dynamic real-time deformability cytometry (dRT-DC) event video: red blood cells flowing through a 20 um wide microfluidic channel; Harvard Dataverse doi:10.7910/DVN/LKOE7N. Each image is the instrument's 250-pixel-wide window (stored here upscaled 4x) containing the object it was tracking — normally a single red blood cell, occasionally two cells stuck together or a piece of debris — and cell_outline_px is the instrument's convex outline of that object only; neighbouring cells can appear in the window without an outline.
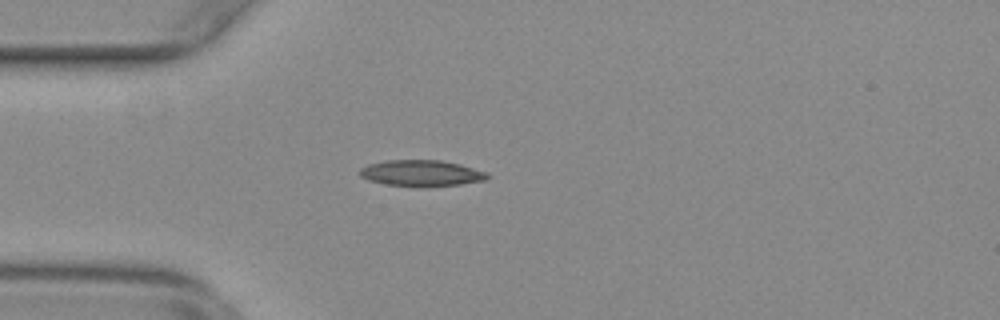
{"species": "common noctule bat (a hibernating species)", "species_latin": "Nyctalus noctula", "temperature_condition": "warm", "stored_images_in_passage": 54, "camera_frame_rate_fps": 3000, "um_per_image_px": 0.085, "animal": {"sex": "female", "body_mass_g": 29.2, "forearm_length_mm": 56.3}, "frame": {"image": 1, "passage_image": 14, "time_ms": 4.333, "image_size_px": [1000, 320], "cell_outline_px": [[488, 180], [460, 184], [420, 188], [388, 184], [368, 180], [360, 176], [360, 168], [368, 164], [388, 160], [440, 160], [460, 164], [488, 172]], "centroid_in_image_um": [35.84, 14.73], "position_along_channel_um": 49.2, "area_um2": 19.65}}
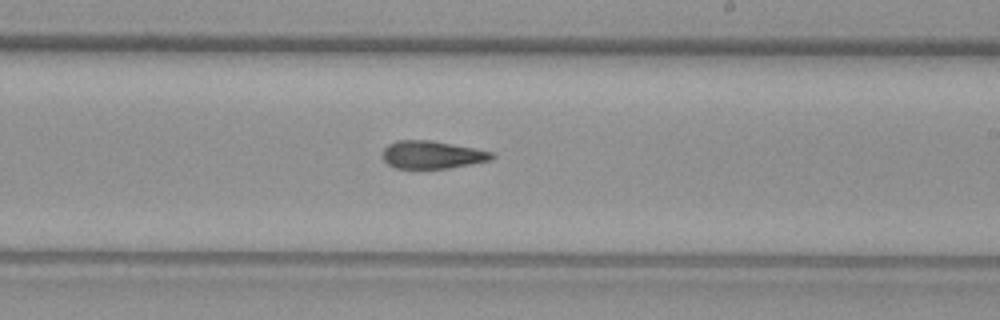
{"frame": {"image": 2, "passage_image": 31, "time_ms": 10.0, "image_size_px": [1000, 320], "cell_outline_px": [[496, 156], [492, 160], [448, 168], [396, 168], [388, 164], [384, 160], [384, 148], [388, 144], [396, 140], [432, 140], [492, 152]], "centroid_in_image_um": [36.73, 13.15], "position_along_channel_um": 252.3, "area_um2": 17.51}}
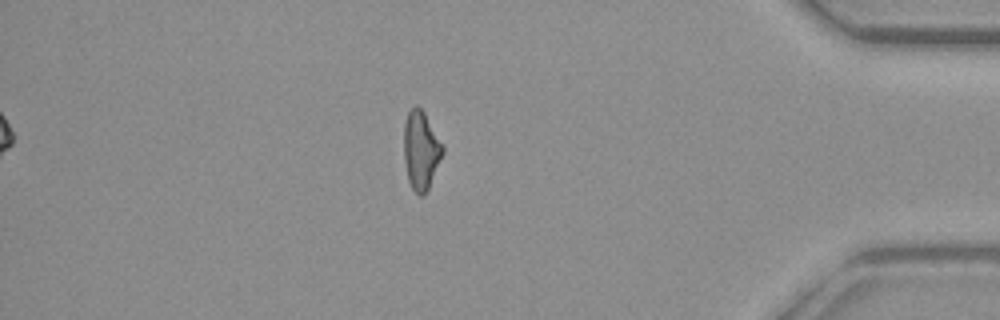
{"frame": {"image": 3, "passage_image": 46, "time_ms": 15.0, "image_size_px": [1000, 320], "cell_outline_px": [[444, 152], [428, 188], [420, 196], [412, 188], [408, 180], [404, 164], [404, 120], [408, 112], [416, 104], [424, 112], [444, 148]], "centroid_in_image_um": [35.76, 12.75], "position_along_channel_um": 399.4, "area_um2": 17.51}, "authors_computed_cell_mechanics": {"area_um2": 18.1492, "velocity_mm_per_s": 3.7733, "shape_relaxation_time_tau1_ms": null, "shape_relaxation_time_tau2_ms": 5.9146, "deformation_change_tau1": null, "deformation_change_tau2": 0.1598}}